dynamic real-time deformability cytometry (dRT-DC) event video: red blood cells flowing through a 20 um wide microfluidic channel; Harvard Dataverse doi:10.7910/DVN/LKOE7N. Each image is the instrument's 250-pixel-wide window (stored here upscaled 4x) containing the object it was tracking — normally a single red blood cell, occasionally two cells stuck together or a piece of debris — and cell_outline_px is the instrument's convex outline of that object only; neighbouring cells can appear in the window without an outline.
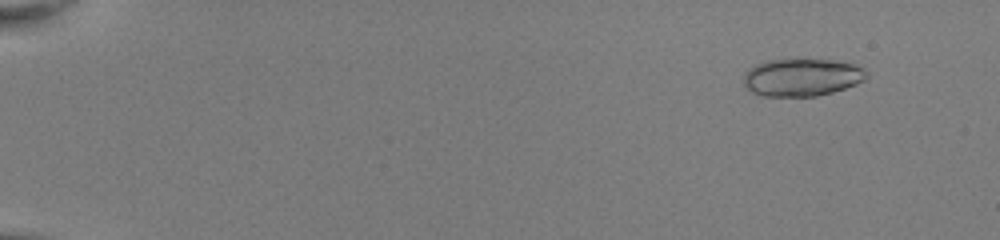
{"species": "common noctule bat (a hibernating species)", "species_latin": "Nyctalus noctula", "temperature_condition": "room temperature", "stored_images_in_passage": 47, "camera_frame_rate_fps": 3000, "um_per_image_px": 0.085, "animal": {"sex": "female", "body_mass_g": 22.0, "forearm_length_mm": 56.7}, "frame": {"image": 1, "passage_image": 1, "time_ms": 0.0, "image_size_px": [1000, 240], "cell_outline_px": [[868, 76], [864, 80], [856, 84], [832, 92], [816, 96], [760, 96], [752, 92], [744, 84], [744, 76], [756, 64], [768, 60], [832, 60], [852, 64], [868, 72]], "centroid_in_image_um": [68.17, 6.59], "position_along_channel_um": 16.8, "area_um2": 26.47}}
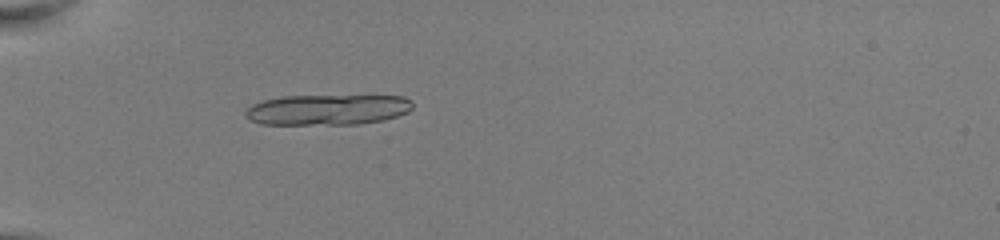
{"frame": {"image": 2, "passage_image": 14, "time_ms": 4.333, "image_size_px": [1000, 240], "cell_outline_px": [[412, 108], [408, 112], [384, 120], [360, 124], [260, 124], [252, 120], [244, 112], [252, 104], [264, 100], [284, 96], [404, 96], [412, 100]], "centroid_in_image_um": [27.88, 9.32], "position_along_channel_um": 57.1, "area_um2": 29.65}, "authors_computed_cell_mechanics": {"area_um2": 17.051, "velocity_mm_per_s": 4.0818, "shape_relaxation_time_tau1_ms": null, "shape_relaxation_time_tau2_ms": 1.2631, "deformation_change_tau1": null, "deformation_change_tau2": 0.0585}}